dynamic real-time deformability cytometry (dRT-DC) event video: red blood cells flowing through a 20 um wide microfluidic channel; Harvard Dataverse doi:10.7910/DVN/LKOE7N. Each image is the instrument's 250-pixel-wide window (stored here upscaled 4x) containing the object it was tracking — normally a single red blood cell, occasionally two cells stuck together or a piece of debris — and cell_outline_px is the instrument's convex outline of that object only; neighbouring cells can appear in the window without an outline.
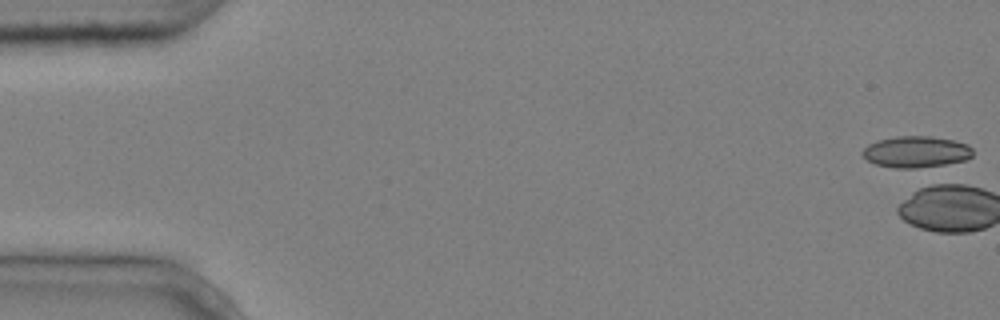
{"species": "common noctule bat (a hibernating species)", "species_latin": "Nyctalus noctula", "temperature_condition": "cold", "stored_images_in_passage": 4, "camera_frame_rate_fps": 3000, "um_per_image_px": 0.085, "animal": {"sex": "male", "body_mass_g": 20.4}, "frame": {"image": 1, "passage_image": 1, "time_ms": 0.0, "image_size_px": [1000, 320], "cell_outline_px": [[972, 156], [964, 160], [936, 168], [896, 168], [876, 164], [868, 160], [860, 152], [868, 144], [876, 140], [896, 136], [928, 136], [952, 140], [968, 144], [972, 148]], "centroid_in_image_um": [77.88, 12.92], "position_along_channel_um": 7.1, "area_um2": 20.52}}